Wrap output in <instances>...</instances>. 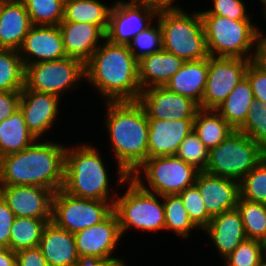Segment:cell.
Returning <instances> with one entry per match:
<instances>
[{"label":"cell","instance_id":"obj_1","mask_svg":"<svg viewBox=\"0 0 266 266\" xmlns=\"http://www.w3.org/2000/svg\"><path fill=\"white\" fill-rule=\"evenodd\" d=\"M81 142L77 144L75 141L76 144L67 145L62 190L74 197L109 201L114 205L118 188L122 187L130 175L121 167H114L116 175H113L109 169L112 166L109 167L110 163L105 159L107 157L103 158L107 155L101 154V147L90 142Z\"/></svg>","mask_w":266,"mask_h":266},{"label":"cell","instance_id":"obj_2","mask_svg":"<svg viewBox=\"0 0 266 266\" xmlns=\"http://www.w3.org/2000/svg\"><path fill=\"white\" fill-rule=\"evenodd\" d=\"M104 103V104H103ZM103 129L115 165L131 175L148 158V118L137 101L102 102Z\"/></svg>","mask_w":266,"mask_h":266},{"label":"cell","instance_id":"obj_3","mask_svg":"<svg viewBox=\"0 0 266 266\" xmlns=\"http://www.w3.org/2000/svg\"><path fill=\"white\" fill-rule=\"evenodd\" d=\"M56 140H36L20 152L1 157L0 186L33 185L53 193L62 189L67 145Z\"/></svg>","mask_w":266,"mask_h":266},{"label":"cell","instance_id":"obj_4","mask_svg":"<svg viewBox=\"0 0 266 266\" xmlns=\"http://www.w3.org/2000/svg\"><path fill=\"white\" fill-rule=\"evenodd\" d=\"M85 83L102 102L137 101L142 90L138 80V60L128 45L104 39L85 63Z\"/></svg>","mask_w":266,"mask_h":266},{"label":"cell","instance_id":"obj_5","mask_svg":"<svg viewBox=\"0 0 266 266\" xmlns=\"http://www.w3.org/2000/svg\"><path fill=\"white\" fill-rule=\"evenodd\" d=\"M119 190L113 211L118 217L122 236L126 237L130 231L148 235L165 230L163 196L144 190L131 177Z\"/></svg>","mask_w":266,"mask_h":266},{"label":"cell","instance_id":"obj_6","mask_svg":"<svg viewBox=\"0 0 266 266\" xmlns=\"http://www.w3.org/2000/svg\"><path fill=\"white\" fill-rule=\"evenodd\" d=\"M193 10V11H192ZM182 8L159 9L157 20L162 29L163 49L185 62L209 58L199 11Z\"/></svg>","mask_w":266,"mask_h":266},{"label":"cell","instance_id":"obj_7","mask_svg":"<svg viewBox=\"0 0 266 266\" xmlns=\"http://www.w3.org/2000/svg\"><path fill=\"white\" fill-rule=\"evenodd\" d=\"M210 56L255 60L260 26L254 20H233L200 14Z\"/></svg>","mask_w":266,"mask_h":266},{"label":"cell","instance_id":"obj_8","mask_svg":"<svg viewBox=\"0 0 266 266\" xmlns=\"http://www.w3.org/2000/svg\"><path fill=\"white\" fill-rule=\"evenodd\" d=\"M266 151L249 136L234 130L217 147L209 150L205 171L240 181L264 157Z\"/></svg>","mask_w":266,"mask_h":266},{"label":"cell","instance_id":"obj_9","mask_svg":"<svg viewBox=\"0 0 266 266\" xmlns=\"http://www.w3.org/2000/svg\"><path fill=\"white\" fill-rule=\"evenodd\" d=\"M199 173L177 156L147 158L130 177L144 190L165 196L180 194L195 184Z\"/></svg>","mask_w":266,"mask_h":266},{"label":"cell","instance_id":"obj_10","mask_svg":"<svg viewBox=\"0 0 266 266\" xmlns=\"http://www.w3.org/2000/svg\"><path fill=\"white\" fill-rule=\"evenodd\" d=\"M82 84L84 86L86 84L85 64L79 59L65 57L25 66L24 86L26 88L57 95L63 99V102L66 95H72L69 93L73 91L78 93V88L80 89Z\"/></svg>","mask_w":266,"mask_h":266},{"label":"cell","instance_id":"obj_11","mask_svg":"<svg viewBox=\"0 0 266 266\" xmlns=\"http://www.w3.org/2000/svg\"><path fill=\"white\" fill-rule=\"evenodd\" d=\"M112 212L109 201L74 197L62 189L53 194L52 222L73 234L101 223Z\"/></svg>","mask_w":266,"mask_h":266},{"label":"cell","instance_id":"obj_12","mask_svg":"<svg viewBox=\"0 0 266 266\" xmlns=\"http://www.w3.org/2000/svg\"><path fill=\"white\" fill-rule=\"evenodd\" d=\"M159 9L134 0H114L106 39L114 44L129 45L132 38L149 27Z\"/></svg>","mask_w":266,"mask_h":266},{"label":"cell","instance_id":"obj_13","mask_svg":"<svg viewBox=\"0 0 266 266\" xmlns=\"http://www.w3.org/2000/svg\"><path fill=\"white\" fill-rule=\"evenodd\" d=\"M250 61L236 57L209 56L206 88L201 101V109L215 110L245 77Z\"/></svg>","mask_w":266,"mask_h":266},{"label":"cell","instance_id":"obj_14","mask_svg":"<svg viewBox=\"0 0 266 266\" xmlns=\"http://www.w3.org/2000/svg\"><path fill=\"white\" fill-rule=\"evenodd\" d=\"M62 99L54 94L37 92L24 86L21 90L19 109L29 132L36 140H51L48 133L52 132L54 124L62 116ZM49 136H47V135ZM45 135V137H44Z\"/></svg>","mask_w":266,"mask_h":266},{"label":"cell","instance_id":"obj_15","mask_svg":"<svg viewBox=\"0 0 266 266\" xmlns=\"http://www.w3.org/2000/svg\"><path fill=\"white\" fill-rule=\"evenodd\" d=\"M74 237L76 250L82 262L119 255L115 251L121 242L123 244L124 238L114 211L101 223L74 233Z\"/></svg>","mask_w":266,"mask_h":266},{"label":"cell","instance_id":"obj_16","mask_svg":"<svg viewBox=\"0 0 266 266\" xmlns=\"http://www.w3.org/2000/svg\"><path fill=\"white\" fill-rule=\"evenodd\" d=\"M137 102L147 118L161 120L194 119L200 109L191 98L174 93L164 86L142 90Z\"/></svg>","mask_w":266,"mask_h":266},{"label":"cell","instance_id":"obj_17","mask_svg":"<svg viewBox=\"0 0 266 266\" xmlns=\"http://www.w3.org/2000/svg\"><path fill=\"white\" fill-rule=\"evenodd\" d=\"M50 189L33 185L0 186V195L15 217L52 219Z\"/></svg>","mask_w":266,"mask_h":266},{"label":"cell","instance_id":"obj_18","mask_svg":"<svg viewBox=\"0 0 266 266\" xmlns=\"http://www.w3.org/2000/svg\"><path fill=\"white\" fill-rule=\"evenodd\" d=\"M18 51L24 67L67 57L58 25H33Z\"/></svg>","mask_w":266,"mask_h":266},{"label":"cell","instance_id":"obj_19","mask_svg":"<svg viewBox=\"0 0 266 266\" xmlns=\"http://www.w3.org/2000/svg\"><path fill=\"white\" fill-rule=\"evenodd\" d=\"M195 185L211 218L236 208L240 197L239 181L199 171Z\"/></svg>","mask_w":266,"mask_h":266},{"label":"cell","instance_id":"obj_20","mask_svg":"<svg viewBox=\"0 0 266 266\" xmlns=\"http://www.w3.org/2000/svg\"><path fill=\"white\" fill-rule=\"evenodd\" d=\"M193 120L148 118V158L175 156L181 142L193 130Z\"/></svg>","mask_w":266,"mask_h":266},{"label":"cell","instance_id":"obj_21","mask_svg":"<svg viewBox=\"0 0 266 266\" xmlns=\"http://www.w3.org/2000/svg\"><path fill=\"white\" fill-rule=\"evenodd\" d=\"M216 249L221 261L241 242L247 239L242 218L237 208L225 211L211 218L209 225L201 232Z\"/></svg>","mask_w":266,"mask_h":266},{"label":"cell","instance_id":"obj_22","mask_svg":"<svg viewBox=\"0 0 266 266\" xmlns=\"http://www.w3.org/2000/svg\"><path fill=\"white\" fill-rule=\"evenodd\" d=\"M58 26L67 57L79 59L84 64L106 38L97 25L87 22L61 21Z\"/></svg>","mask_w":266,"mask_h":266},{"label":"cell","instance_id":"obj_23","mask_svg":"<svg viewBox=\"0 0 266 266\" xmlns=\"http://www.w3.org/2000/svg\"><path fill=\"white\" fill-rule=\"evenodd\" d=\"M49 266H81L73 233L58 227L52 221L44 227L39 243Z\"/></svg>","mask_w":266,"mask_h":266},{"label":"cell","instance_id":"obj_24","mask_svg":"<svg viewBox=\"0 0 266 266\" xmlns=\"http://www.w3.org/2000/svg\"><path fill=\"white\" fill-rule=\"evenodd\" d=\"M32 26L22 0H0V48L19 50Z\"/></svg>","mask_w":266,"mask_h":266},{"label":"cell","instance_id":"obj_25","mask_svg":"<svg viewBox=\"0 0 266 266\" xmlns=\"http://www.w3.org/2000/svg\"><path fill=\"white\" fill-rule=\"evenodd\" d=\"M185 61L164 49L138 60V80L141 90L165 86Z\"/></svg>","mask_w":266,"mask_h":266},{"label":"cell","instance_id":"obj_26","mask_svg":"<svg viewBox=\"0 0 266 266\" xmlns=\"http://www.w3.org/2000/svg\"><path fill=\"white\" fill-rule=\"evenodd\" d=\"M208 58L187 61L164 87L179 95L191 98L201 109V101L206 88Z\"/></svg>","mask_w":266,"mask_h":266},{"label":"cell","instance_id":"obj_27","mask_svg":"<svg viewBox=\"0 0 266 266\" xmlns=\"http://www.w3.org/2000/svg\"><path fill=\"white\" fill-rule=\"evenodd\" d=\"M254 100L251 84L245 76L215 110L234 130H239L244 125Z\"/></svg>","mask_w":266,"mask_h":266},{"label":"cell","instance_id":"obj_28","mask_svg":"<svg viewBox=\"0 0 266 266\" xmlns=\"http://www.w3.org/2000/svg\"><path fill=\"white\" fill-rule=\"evenodd\" d=\"M113 4L114 1L107 3L103 0H65L62 21L95 24L106 34Z\"/></svg>","mask_w":266,"mask_h":266},{"label":"cell","instance_id":"obj_29","mask_svg":"<svg viewBox=\"0 0 266 266\" xmlns=\"http://www.w3.org/2000/svg\"><path fill=\"white\" fill-rule=\"evenodd\" d=\"M35 141L19 108L10 117L0 122V158L20 152Z\"/></svg>","mask_w":266,"mask_h":266},{"label":"cell","instance_id":"obj_30","mask_svg":"<svg viewBox=\"0 0 266 266\" xmlns=\"http://www.w3.org/2000/svg\"><path fill=\"white\" fill-rule=\"evenodd\" d=\"M193 130L207 149L217 147L234 129L216 110L199 109L193 120Z\"/></svg>","mask_w":266,"mask_h":266},{"label":"cell","instance_id":"obj_31","mask_svg":"<svg viewBox=\"0 0 266 266\" xmlns=\"http://www.w3.org/2000/svg\"><path fill=\"white\" fill-rule=\"evenodd\" d=\"M52 219L15 217L9 238V249L14 252L39 247L44 227Z\"/></svg>","mask_w":266,"mask_h":266},{"label":"cell","instance_id":"obj_32","mask_svg":"<svg viewBox=\"0 0 266 266\" xmlns=\"http://www.w3.org/2000/svg\"><path fill=\"white\" fill-rule=\"evenodd\" d=\"M163 204L165 209V232L171 231V235L179 237L183 240H189L193 232L200 230L189 219L187 210L185 209L182 199L178 194L163 196Z\"/></svg>","mask_w":266,"mask_h":266},{"label":"cell","instance_id":"obj_33","mask_svg":"<svg viewBox=\"0 0 266 266\" xmlns=\"http://www.w3.org/2000/svg\"><path fill=\"white\" fill-rule=\"evenodd\" d=\"M25 67L18 50L0 48V91H21Z\"/></svg>","mask_w":266,"mask_h":266},{"label":"cell","instance_id":"obj_34","mask_svg":"<svg viewBox=\"0 0 266 266\" xmlns=\"http://www.w3.org/2000/svg\"><path fill=\"white\" fill-rule=\"evenodd\" d=\"M236 208L240 212L247 239L260 241L266 232V204L239 197Z\"/></svg>","mask_w":266,"mask_h":266},{"label":"cell","instance_id":"obj_35","mask_svg":"<svg viewBox=\"0 0 266 266\" xmlns=\"http://www.w3.org/2000/svg\"><path fill=\"white\" fill-rule=\"evenodd\" d=\"M32 25H59L64 17L65 0H22Z\"/></svg>","mask_w":266,"mask_h":266},{"label":"cell","instance_id":"obj_36","mask_svg":"<svg viewBox=\"0 0 266 266\" xmlns=\"http://www.w3.org/2000/svg\"><path fill=\"white\" fill-rule=\"evenodd\" d=\"M240 197L266 204V156L239 181Z\"/></svg>","mask_w":266,"mask_h":266},{"label":"cell","instance_id":"obj_37","mask_svg":"<svg viewBox=\"0 0 266 266\" xmlns=\"http://www.w3.org/2000/svg\"><path fill=\"white\" fill-rule=\"evenodd\" d=\"M128 48L137 60L162 50V29L158 20L132 38Z\"/></svg>","mask_w":266,"mask_h":266},{"label":"cell","instance_id":"obj_38","mask_svg":"<svg viewBox=\"0 0 266 266\" xmlns=\"http://www.w3.org/2000/svg\"><path fill=\"white\" fill-rule=\"evenodd\" d=\"M265 256L266 251L259 240L246 239L221 262L222 266H257Z\"/></svg>","mask_w":266,"mask_h":266},{"label":"cell","instance_id":"obj_39","mask_svg":"<svg viewBox=\"0 0 266 266\" xmlns=\"http://www.w3.org/2000/svg\"><path fill=\"white\" fill-rule=\"evenodd\" d=\"M175 156L194 166L197 170L205 171L208 164L209 149L204 146L198 135L192 130L181 142Z\"/></svg>","mask_w":266,"mask_h":266},{"label":"cell","instance_id":"obj_40","mask_svg":"<svg viewBox=\"0 0 266 266\" xmlns=\"http://www.w3.org/2000/svg\"><path fill=\"white\" fill-rule=\"evenodd\" d=\"M240 132L249 136L266 151V105L254 100Z\"/></svg>","mask_w":266,"mask_h":266},{"label":"cell","instance_id":"obj_41","mask_svg":"<svg viewBox=\"0 0 266 266\" xmlns=\"http://www.w3.org/2000/svg\"><path fill=\"white\" fill-rule=\"evenodd\" d=\"M178 195L182 199L189 219L200 230L199 233H201V231L209 225L211 217L207 213L202 195L200 194L197 186L195 184L188 186Z\"/></svg>","mask_w":266,"mask_h":266},{"label":"cell","instance_id":"obj_42","mask_svg":"<svg viewBox=\"0 0 266 266\" xmlns=\"http://www.w3.org/2000/svg\"><path fill=\"white\" fill-rule=\"evenodd\" d=\"M209 9L199 10L200 14H212L233 20H253L254 16L249 13L250 4L244 0H211ZM212 7V8H211Z\"/></svg>","mask_w":266,"mask_h":266},{"label":"cell","instance_id":"obj_43","mask_svg":"<svg viewBox=\"0 0 266 266\" xmlns=\"http://www.w3.org/2000/svg\"><path fill=\"white\" fill-rule=\"evenodd\" d=\"M245 76L248 78L254 99L266 105V69L256 60L249 62Z\"/></svg>","mask_w":266,"mask_h":266},{"label":"cell","instance_id":"obj_44","mask_svg":"<svg viewBox=\"0 0 266 266\" xmlns=\"http://www.w3.org/2000/svg\"><path fill=\"white\" fill-rule=\"evenodd\" d=\"M14 218V213L0 195V248H9V238Z\"/></svg>","mask_w":266,"mask_h":266},{"label":"cell","instance_id":"obj_45","mask_svg":"<svg viewBox=\"0 0 266 266\" xmlns=\"http://www.w3.org/2000/svg\"><path fill=\"white\" fill-rule=\"evenodd\" d=\"M20 96L21 91H0V122L19 108Z\"/></svg>","mask_w":266,"mask_h":266},{"label":"cell","instance_id":"obj_46","mask_svg":"<svg viewBox=\"0 0 266 266\" xmlns=\"http://www.w3.org/2000/svg\"><path fill=\"white\" fill-rule=\"evenodd\" d=\"M17 266H49L39 247L23 249L16 252Z\"/></svg>","mask_w":266,"mask_h":266},{"label":"cell","instance_id":"obj_47","mask_svg":"<svg viewBox=\"0 0 266 266\" xmlns=\"http://www.w3.org/2000/svg\"><path fill=\"white\" fill-rule=\"evenodd\" d=\"M125 256H114L107 259L87 260L83 261L81 266H131L125 261ZM128 263V264H127Z\"/></svg>","mask_w":266,"mask_h":266},{"label":"cell","instance_id":"obj_48","mask_svg":"<svg viewBox=\"0 0 266 266\" xmlns=\"http://www.w3.org/2000/svg\"><path fill=\"white\" fill-rule=\"evenodd\" d=\"M259 29L256 61L266 69V31Z\"/></svg>","mask_w":266,"mask_h":266},{"label":"cell","instance_id":"obj_49","mask_svg":"<svg viewBox=\"0 0 266 266\" xmlns=\"http://www.w3.org/2000/svg\"><path fill=\"white\" fill-rule=\"evenodd\" d=\"M137 2L152 5L158 9L182 8L185 6L177 4L178 0H134Z\"/></svg>","mask_w":266,"mask_h":266},{"label":"cell","instance_id":"obj_50","mask_svg":"<svg viewBox=\"0 0 266 266\" xmlns=\"http://www.w3.org/2000/svg\"><path fill=\"white\" fill-rule=\"evenodd\" d=\"M0 266H17L16 252L9 248H0Z\"/></svg>","mask_w":266,"mask_h":266},{"label":"cell","instance_id":"obj_51","mask_svg":"<svg viewBox=\"0 0 266 266\" xmlns=\"http://www.w3.org/2000/svg\"><path fill=\"white\" fill-rule=\"evenodd\" d=\"M258 2H260L259 4H261V14H263V15H261L263 18L266 16V0H258Z\"/></svg>","mask_w":266,"mask_h":266},{"label":"cell","instance_id":"obj_52","mask_svg":"<svg viewBox=\"0 0 266 266\" xmlns=\"http://www.w3.org/2000/svg\"><path fill=\"white\" fill-rule=\"evenodd\" d=\"M261 244L263 245L265 251H266V232H265V235L264 237L260 240Z\"/></svg>","mask_w":266,"mask_h":266},{"label":"cell","instance_id":"obj_53","mask_svg":"<svg viewBox=\"0 0 266 266\" xmlns=\"http://www.w3.org/2000/svg\"><path fill=\"white\" fill-rule=\"evenodd\" d=\"M257 266H266V256L257 264Z\"/></svg>","mask_w":266,"mask_h":266}]
</instances>
